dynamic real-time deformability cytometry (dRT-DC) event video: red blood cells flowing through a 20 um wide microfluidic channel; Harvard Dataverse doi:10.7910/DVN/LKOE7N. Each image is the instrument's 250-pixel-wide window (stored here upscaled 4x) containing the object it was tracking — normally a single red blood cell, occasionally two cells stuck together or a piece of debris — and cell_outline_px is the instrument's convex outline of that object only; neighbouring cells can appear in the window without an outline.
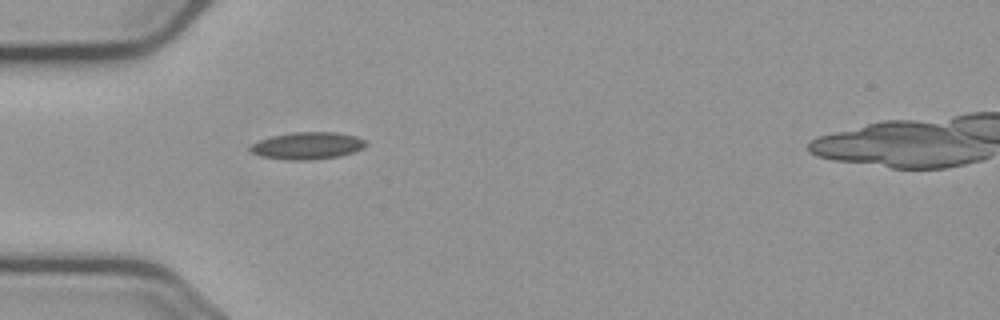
{"species": "common noctule bat (a hibernating species)", "species_latin": "Nyctalus noctula", "temperature_condition": "cold", "stored_images_in_passage": 1, "camera_frame_rate_fps": 3000, "um_per_image_px": 0.085, "animal": {"sex": "male", "body_mass_g": 23.1, "forearm_length_mm": 52.7}, "frame": {"image": 1, "passage_image": 1, "time_ms": 0.0, "image_size_px": [1000, 320], "cell_outline_px": [[368, 144], [364, 148], [340, 156], [308, 160], [288, 160], [260, 156], [252, 152], [248, 148], [252, 144], [260, 140], [272, 136], [292, 132], [336, 132], [356, 136], [364, 140]], "centroid_in_image_um": [26.14, 12.38], "position_along_channel_um": 58.9, "area_um2": 18.26}}